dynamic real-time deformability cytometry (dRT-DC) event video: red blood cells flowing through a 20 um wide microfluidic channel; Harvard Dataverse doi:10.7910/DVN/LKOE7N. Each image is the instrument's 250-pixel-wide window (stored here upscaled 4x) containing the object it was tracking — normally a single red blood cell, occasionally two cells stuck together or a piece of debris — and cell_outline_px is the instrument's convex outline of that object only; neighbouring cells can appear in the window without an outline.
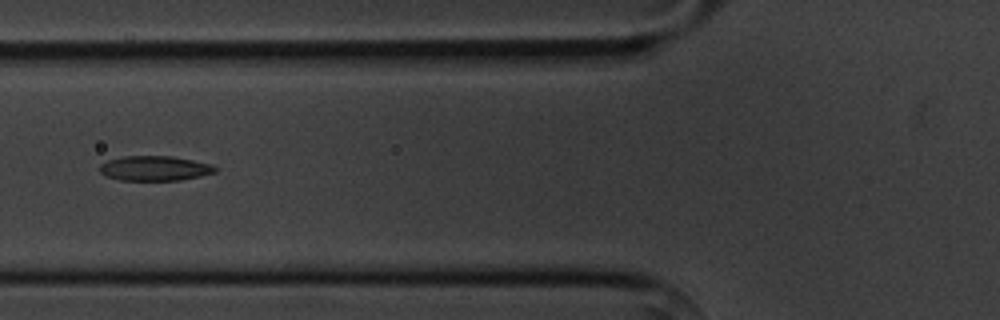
{"species": "common noctule bat (a hibernating species)", "species_latin": "Nyctalus noctula", "temperature_condition": "cold", "stored_images_in_passage": 8, "camera_frame_rate_fps": 3000, "um_per_image_px": 0.085, "animal": {"sex": "male", "body_mass_g": 20.1, "forearm_length_mm": 53.5}, "frame": {"image": 1, "passage_image": 3, "time_ms": 2.667, "image_size_px": [1000, 320], "cell_outline_px": [[216, 172], [200, 176], [180, 180], [120, 180], [108, 176], [100, 172], [100, 164], [108, 160], [124, 156], [172, 156], [212, 164], [216, 168]], "centroid_in_image_um": [13.16, 14.3], "position_along_channel_um": 112.6, "area_um2": 16.59}}
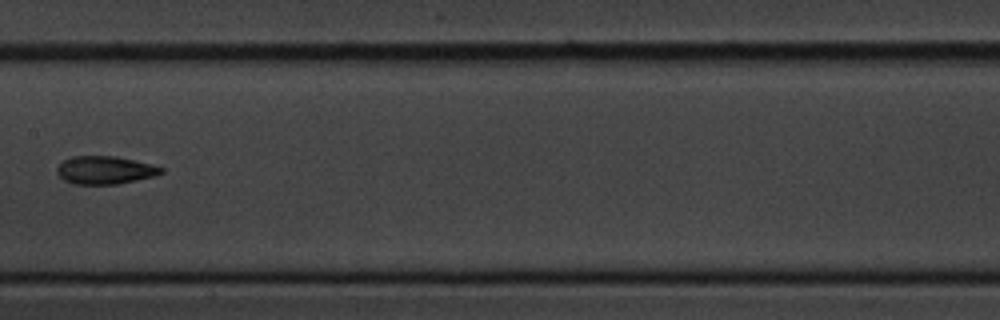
{"frame": {"image": 2, "passage_image": 5, "time_ms": 5.0, "image_size_px": [1000, 320], "cell_outline_px": [[164, 172], [156, 176], [116, 184], [76, 184], [64, 180], [56, 172], [56, 168], [64, 160], [72, 156], [116, 156], [152, 164], [164, 168]], "centroid_in_image_um": [8.95, 14.45], "position_along_channel_um": 198.5, "area_um2": 16.99}}
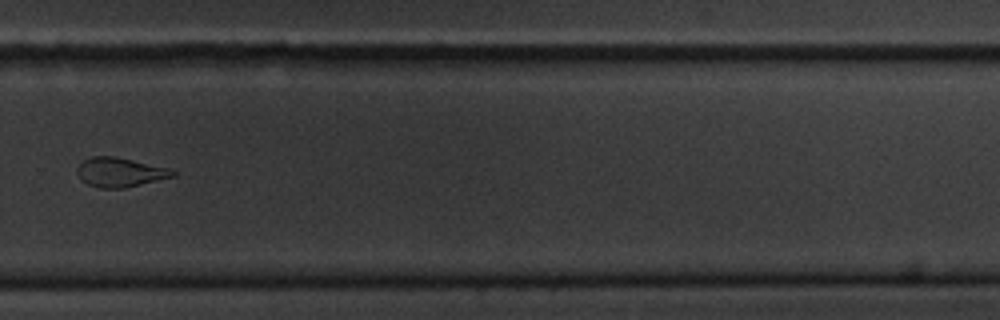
{"frame": {"image": 3, "passage_image": 8, "time_ms": 8.333, "image_size_px": [1000, 320], "cell_outline_px": [[176, 176], [124, 188], [100, 188], [88, 184], [76, 172], [76, 168], [84, 160], [92, 156], [116, 156], [168, 168], [176, 172]], "centroid_in_image_um": [10.21, 14.63], "position_along_channel_um": 319.6, "area_um2": 16.18}}